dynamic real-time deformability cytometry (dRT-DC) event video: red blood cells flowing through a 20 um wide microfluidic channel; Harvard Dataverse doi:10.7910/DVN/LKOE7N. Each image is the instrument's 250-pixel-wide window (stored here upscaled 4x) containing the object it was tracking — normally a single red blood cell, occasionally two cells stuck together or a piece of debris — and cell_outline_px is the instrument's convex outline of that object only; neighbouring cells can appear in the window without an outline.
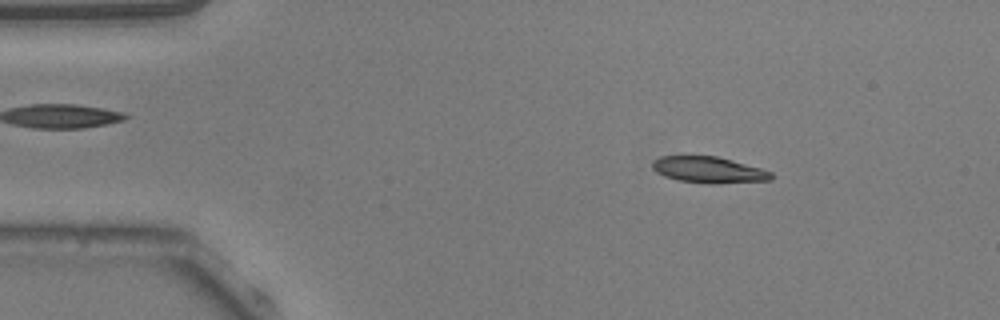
{"species": "common noctule bat (a hibernating species)", "species_latin": "Nyctalus noctula", "temperature_condition": "warm", "stored_images_in_passage": 52, "camera_frame_rate_fps": 3000, "um_per_image_px": 0.085, "animal": {"sex": "male", "body_mass_g": 20.5, "forearm_length_mm": 52.5}, "frame": {"image": 1, "passage_image": 7, "time_ms": 2.0, "image_size_px": [1000, 320], "cell_outline_px": [[772, 180], [720, 184], [708, 184], [676, 180], [664, 176], [656, 172], [652, 168], [652, 160], [660, 156], [716, 156], [732, 160], [760, 168], [772, 172]], "centroid_in_image_um": [60.22, 14.45], "position_along_channel_um": 24.8, "area_um2": 18.38}}
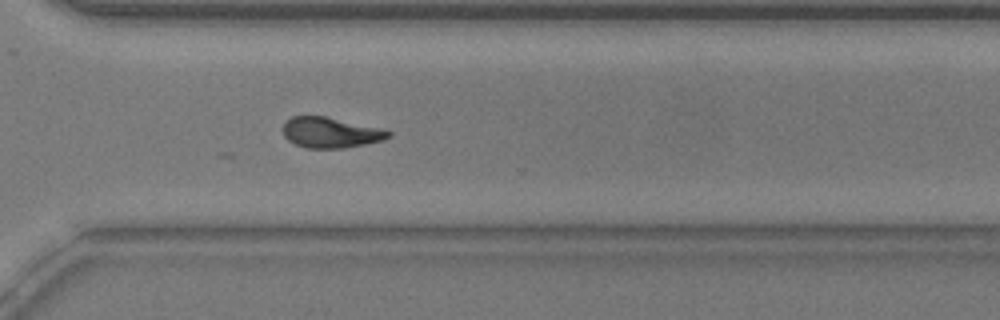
{"frame": {"image": 2, "passage_image": 37, "time_ms": 12.0, "image_size_px": [1000, 320], "cell_outline_px": [[392, 136], [380, 140], [364, 144], [340, 148], [304, 148], [288, 140], [284, 136], [284, 124], [292, 116], [324, 116], [384, 128], [392, 132]], "centroid_in_image_um": [28.12, 11.26], "position_along_channel_um": 342.5, "area_um2": 18.67}}
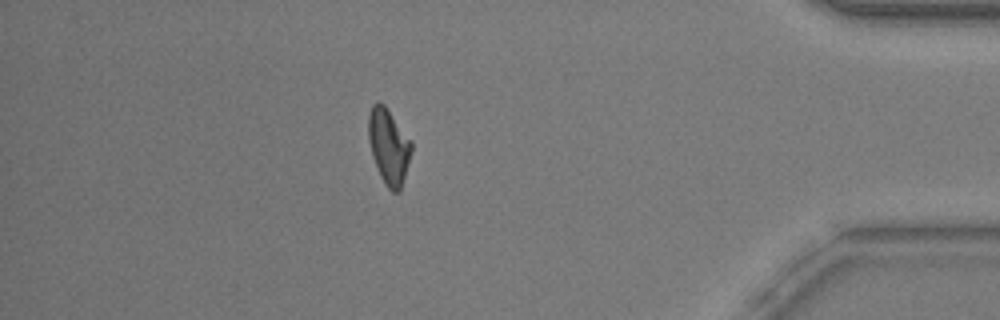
{"frame": {"image": 3, "passage_image": 45, "time_ms": 14.667, "image_size_px": [1000, 320], "cell_outline_px": [[412, 152], [400, 192], [392, 192], [384, 184], [380, 176], [372, 156], [368, 140], [368, 116], [372, 104], [376, 100], [384, 104], [412, 140]], "centroid_in_image_um": [33.04, 12.43], "position_along_channel_um": 402.2, "area_um2": 19.25}}